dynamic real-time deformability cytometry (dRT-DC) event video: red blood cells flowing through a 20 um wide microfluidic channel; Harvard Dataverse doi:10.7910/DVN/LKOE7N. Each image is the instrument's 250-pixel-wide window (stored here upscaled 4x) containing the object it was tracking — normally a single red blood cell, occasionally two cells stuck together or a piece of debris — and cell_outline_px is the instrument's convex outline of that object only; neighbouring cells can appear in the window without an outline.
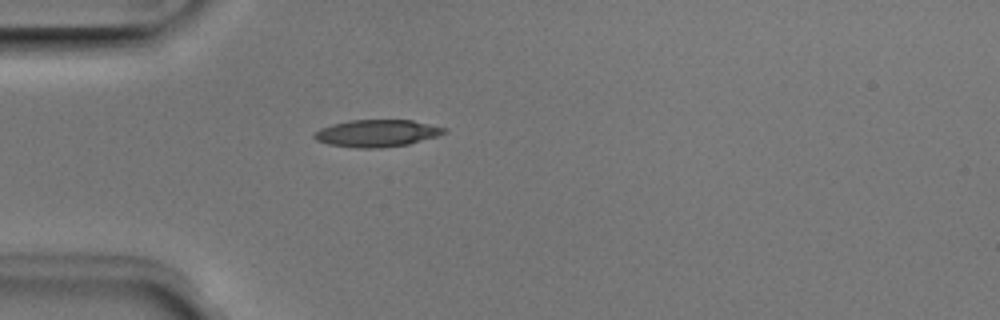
{"species": "Egyptian fruit bat (a non-hibernating species)", "species_latin": "Rousettus aegyptiacus", "temperature_condition": "room temperature", "stored_images_in_passage": 1, "camera_frame_rate_fps": 3000, "um_per_image_px": 0.085, "animal": {"sex": "male"}, "frame": {"image": 1, "passage_image": 1, "time_ms": 0.0, "image_size_px": [1000, 320], "cell_outline_px": [[448, 132], [436, 136], [408, 144], [380, 148], [356, 148], [328, 144], [316, 140], [312, 136], [320, 128], [332, 124], [352, 120], [412, 120], [448, 128]], "centroid_in_image_um": [32.05, 11.32], "position_along_channel_um": 53.0, "area_um2": 20.52}}